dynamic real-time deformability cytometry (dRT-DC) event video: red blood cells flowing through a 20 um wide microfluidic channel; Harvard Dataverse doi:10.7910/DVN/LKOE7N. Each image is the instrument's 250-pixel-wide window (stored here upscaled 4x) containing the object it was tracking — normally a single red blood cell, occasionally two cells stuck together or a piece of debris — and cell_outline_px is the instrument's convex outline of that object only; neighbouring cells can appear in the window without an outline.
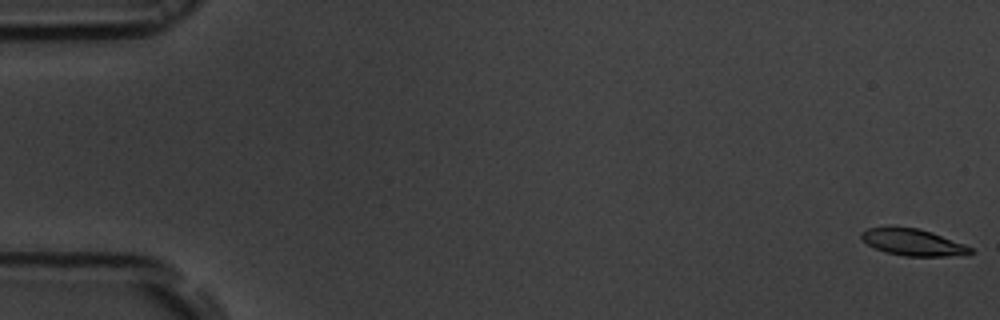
{"species": "common noctule bat (a hibernating species)", "species_latin": "Nyctalus noctula", "temperature_condition": "room temperature", "stored_images_in_passage": 56, "camera_frame_rate_fps": 3000, "um_per_image_px": 0.085, "animal": {"sex": "male", "body_mass_g": 19.5, "forearm_length_mm": 54.6}, "frame": {"image": 1, "passage_image": 1, "time_ms": 0.0, "image_size_px": [1000, 320], "cell_outline_px": [[976, 252], [968, 256], [904, 256], [884, 252], [868, 244], [860, 236], [860, 232], [868, 228], [888, 224], [920, 228], [932, 232], [964, 244], [972, 248]], "centroid_in_image_um": [77.61, 20.57], "position_along_channel_um": 7.4, "area_um2": 17.69}}
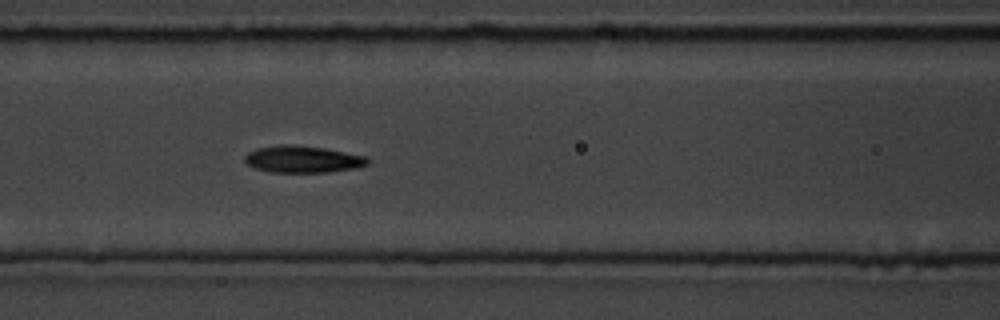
{"frame": {"image": 2, "passage_image": 24, "time_ms": 7.667, "image_size_px": [1000, 320], "cell_outline_px": [[372, 160], [368, 164], [356, 168], [328, 172], [272, 172], [256, 168], [248, 164], [244, 160], [244, 156], [248, 152], [256, 148], [284, 144], [288, 144], [324, 148], [368, 156]], "centroid_in_image_um": [25.77, 13.53], "position_along_channel_um": 140.8, "area_um2": 19.31}}
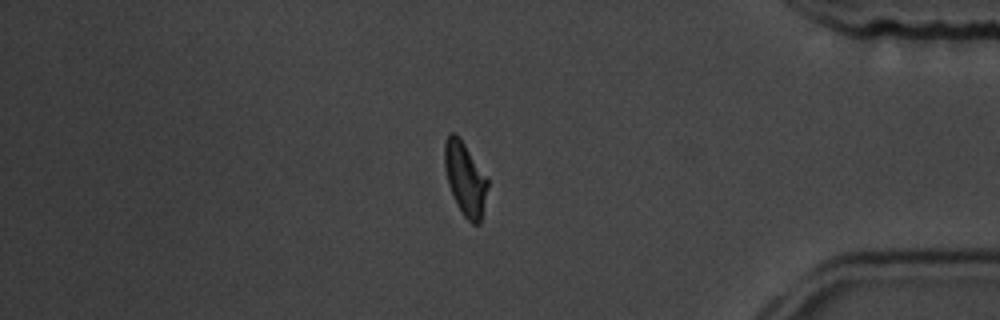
{"frame": {"image": 3, "passage_image": 47, "time_ms": 15.333, "image_size_px": [1000, 320], "cell_outline_px": [[488, 184], [480, 224], [472, 224], [464, 216], [456, 204], [448, 184], [444, 168], [444, 144], [448, 132], [456, 132], [488, 180]], "centroid_in_image_um": [39.5, 15.18], "position_along_channel_um": 395.7, "area_um2": 18.21}, "authors_computed_cell_mechanics": {"area_um2": 18.2359, "velocity_mm_per_s": 3.7129, "shape_relaxation_time_tau1_ms": 3.4877, "shape_relaxation_time_tau2_ms": 1.9461, "deformation_change_tau1": 0.1508, "deformation_change_tau2": 0.0857}}